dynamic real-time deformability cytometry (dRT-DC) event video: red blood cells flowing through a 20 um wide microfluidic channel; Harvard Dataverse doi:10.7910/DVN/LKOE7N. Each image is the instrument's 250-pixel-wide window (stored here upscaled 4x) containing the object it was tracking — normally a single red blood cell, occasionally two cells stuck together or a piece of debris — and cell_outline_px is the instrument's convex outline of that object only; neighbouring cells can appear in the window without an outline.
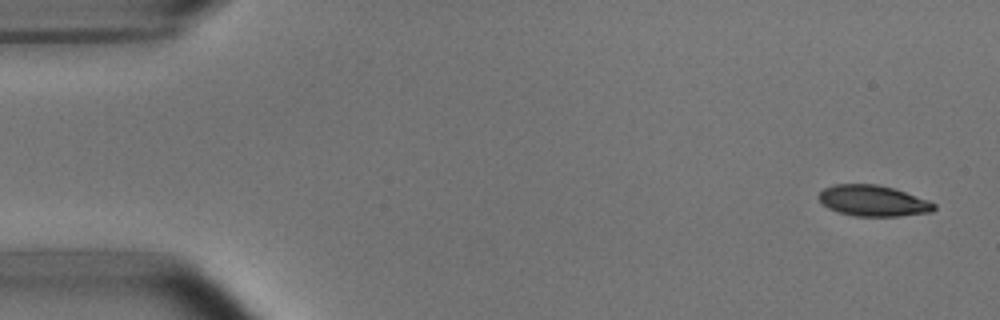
{"species": "common noctule bat (a hibernating species)", "species_latin": "Nyctalus noctula", "temperature_condition": "room temperature", "stored_images_in_passage": 6, "camera_frame_rate_fps": 3000, "um_per_image_px": 0.085, "animal": {"sex": "male", "body_mass_g": 15.6}, "frame": {"image": 1, "passage_image": 1, "time_ms": 0.0, "image_size_px": [1000, 320], "cell_outline_px": [[936, 208], [932, 212], [900, 216], [856, 216], [840, 212], [828, 208], [820, 200], [820, 192], [824, 188], [836, 184], [876, 184], [892, 188], [928, 200], [936, 204]], "centroid_in_image_um": [74.24, 17.07], "position_along_channel_um": 10.8, "area_um2": 20.52}}
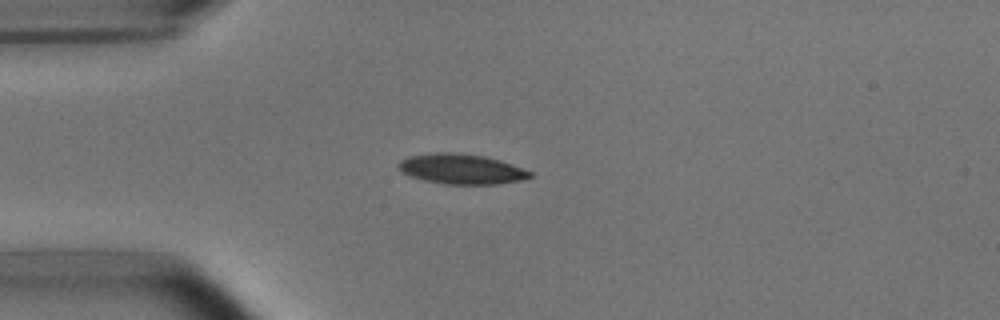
{"frame": {"image": 2, "passage_image": 4, "time_ms": 1.0, "image_size_px": [1000, 320], "cell_outline_px": [[532, 176], [520, 180], [496, 184], [448, 184], [424, 180], [408, 176], [400, 172], [396, 164], [400, 160], [408, 156], [436, 152], [448, 152], [484, 156], [500, 160], [532, 172]], "centroid_in_image_um": [39.15, 14.36], "position_along_channel_um": 45.9, "area_um2": 23.0}}